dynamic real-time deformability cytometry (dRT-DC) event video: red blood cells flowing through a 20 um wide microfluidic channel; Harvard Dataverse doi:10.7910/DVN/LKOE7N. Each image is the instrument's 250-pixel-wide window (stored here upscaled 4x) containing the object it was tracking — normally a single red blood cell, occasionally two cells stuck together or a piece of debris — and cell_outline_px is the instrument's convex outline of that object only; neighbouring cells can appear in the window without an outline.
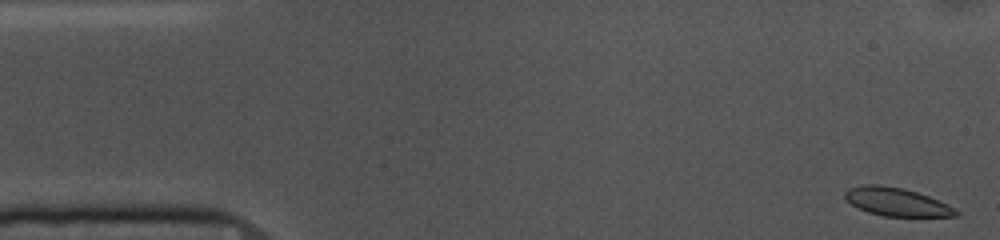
{"species": "common noctule bat (a hibernating species)", "species_latin": "Nyctalus noctula", "temperature_condition": "cold", "stored_images_in_passage": 53, "camera_frame_rate_fps": 3000, "um_per_image_px": 0.085, "animal": {"sex": "female", "body_mass_g": 10.0, "forearm_length_mm": 53.1}, "frame": {"image": 1, "passage_image": 1, "time_ms": 0.0, "image_size_px": [1000, 240], "cell_outline_px": [[960, 216], [884, 216], [868, 212], [852, 204], [844, 196], [844, 192], [848, 188], [864, 184], [880, 184], [904, 188], [928, 196], [956, 208], [960, 212]], "centroid_in_image_um": [76.22, 17.15], "position_along_channel_um": 8.8, "area_um2": 18.21}}
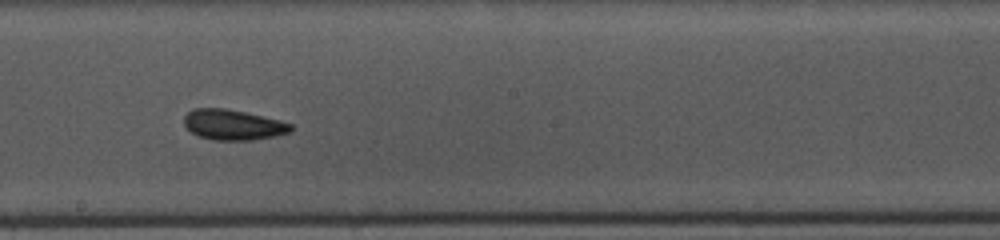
{"frame": {"image": 2, "passage_image": 28, "time_ms": 9.0, "image_size_px": [1000, 240], "cell_outline_px": [[292, 132], [276, 136], [252, 140], [212, 140], [200, 136], [192, 132], [184, 124], [184, 116], [192, 108], [224, 108], [244, 112], [280, 120], [292, 124]], "centroid_in_image_um": [19.83, 10.61], "position_along_channel_um": 228.4, "area_um2": 18.9}}
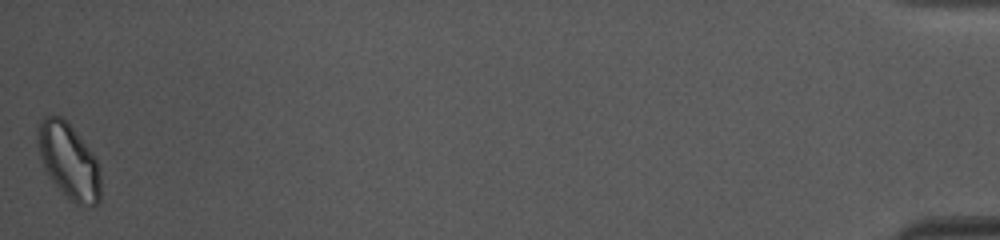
{"frame": {"image": 3, "passage_image": 53, "time_ms": 17.333, "image_size_px": [1000, 240], "cell_outline_px": [[100, 200], [96, 204], [76, 204], [48, 176], [44, 168], [40, 156], [36, 140], [36, 136], [40, 120], [44, 116], [60, 116], [72, 128], [96, 156], [100, 168]], "centroid_in_image_um": [5.84, 13.66], "position_along_channel_um": 429.4, "area_um2": 27.28}, "authors_computed_cell_mechanics": {"area_um2": 18.9006, "velocity_mm_per_s": 3.6371, "shape_relaxation_time_tau1_ms": 7.2567, "shape_relaxation_time_tau2_ms": 2.6903, "deformation_change_tau1": 0.0988, "deformation_change_tau2": 0.0624}}